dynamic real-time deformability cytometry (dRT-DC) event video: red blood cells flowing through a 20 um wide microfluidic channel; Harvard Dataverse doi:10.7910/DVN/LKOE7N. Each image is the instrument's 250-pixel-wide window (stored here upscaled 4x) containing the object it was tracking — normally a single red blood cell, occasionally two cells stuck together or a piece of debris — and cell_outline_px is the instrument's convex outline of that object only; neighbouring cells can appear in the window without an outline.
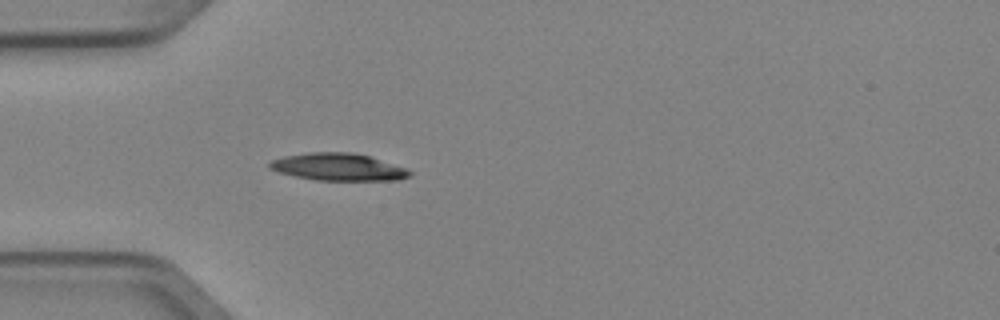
{"species": "Egyptian fruit bat (a non-hibernating species)", "species_latin": "Rousettus aegyptiacus", "temperature_condition": "cold", "stored_images_in_passage": 4, "camera_frame_rate_fps": 3000, "um_per_image_px": 0.085, "animal": {"sex": "female"}, "frame": {"image": 1, "passage_image": 4, "time_ms": 1.0, "image_size_px": [1000, 320], "cell_outline_px": [[412, 176], [400, 180], [316, 180], [296, 176], [280, 172], [268, 168], [268, 164], [272, 160], [284, 156], [312, 152], [352, 152], [368, 156], [408, 168], [412, 172]], "centroid_in_image_um": [28.8, 14.19], "position_along_channel_um": 56.2, "area_um2": 22.25}}